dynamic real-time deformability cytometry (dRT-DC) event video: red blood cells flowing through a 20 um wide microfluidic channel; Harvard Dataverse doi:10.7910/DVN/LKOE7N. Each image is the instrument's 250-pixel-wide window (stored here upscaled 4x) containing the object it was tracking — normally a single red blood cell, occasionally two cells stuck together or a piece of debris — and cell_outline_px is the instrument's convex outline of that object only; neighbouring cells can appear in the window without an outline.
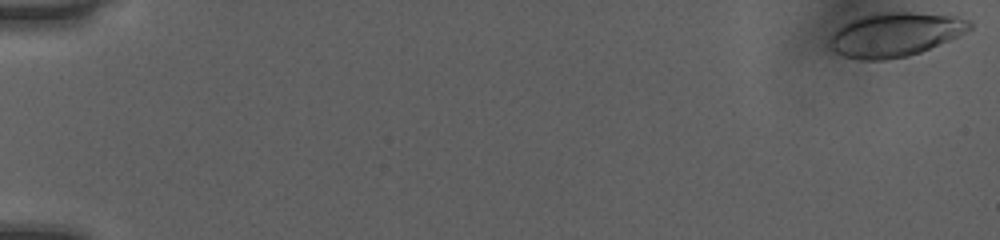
{"species": "human", "species_latin": "Homo sapiens", "temperature_condition": "room temperature", "stored_images_in_passage": 52, "camera_frame_rate_fps": 3000, "um_per_image_px": 0.085, "donor": {"sex": "female"}, "frame": {"image": 1, "passage_image": 1, "time_ms": 0.0, "image_size_px": [1000, 240], "cell_outline_px": [[972, 28], [948, 40], [920, 52], [908, 56], [888, 60], [860, 60], [844, 56], [828, 48], [828, 40], [844, 24], [852, 20], [864, 16], [880, 12], [912, 12], [956, 16], [972, 20]], "centroid_in_image_um": [76.09, 2.94], "position_along_channel_um": 8.9, "area_um2": 35.66}}
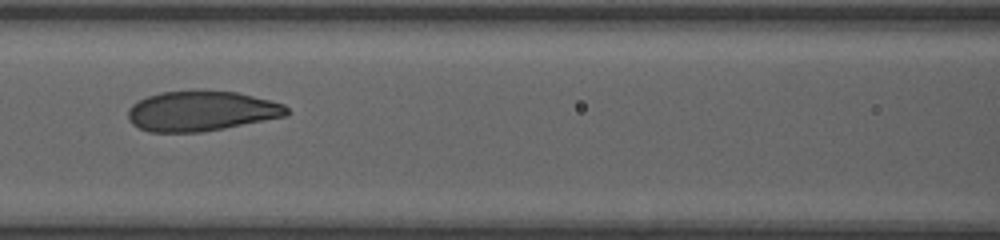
{"frame": {"image": 2, "passage_image": 25, "time_ms": 8.0, "image_size_px": [1000, 240], "cell_outline_px": [[288, 116], [224, 128], [200, 132], [148, 132], [132, 124], [128, 120], [128, 108], [132, 104], [148, 96], [160, 92], [192, 88], [196, 88], [236, 92], [284, 104], [288, 108]], "centroid_in_image_um": [17.09, 9.41], "position_along_channel_um": 149.5, "area_um2": 37.69}}
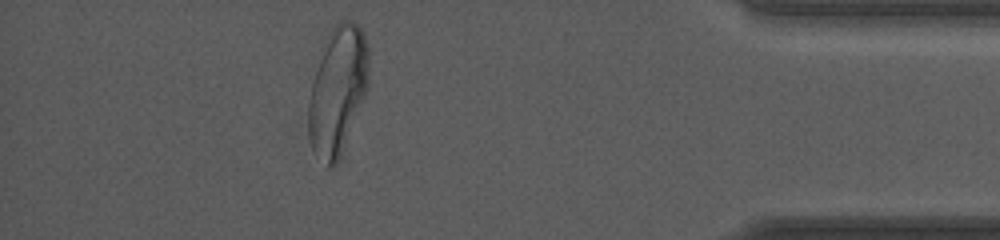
{"frame": {"image": 3, "passage_image": 47, "time_ms": 15.333, "image_size_px": [1000, 240], "cell_outline_px": [[368, 84], [364, 96], [340, 152], [336, 160], [328, 168], [312, 148], [308, 136], [308, 100], [320, 48], [332, 28], [336, 24], [344, 20], [352, 20], [360, 28], [368, 44]], "centroid_in_image_um": [28.66, 7.59], "position_along_channel_um": 406.5, "area_um2": 44.1}, "authors_computed_cell_mechanics": {"area_um2": 37.0787, "velocity_mm_per_s": 4.0305, "shape_relaxation_time_tau1_ms": 4.1809, "shape_relaxation_time_tau2_ms": 0.7203, "deformation_change_tau1": 0.1573, "deformation_change_tau2": 0.0724}}